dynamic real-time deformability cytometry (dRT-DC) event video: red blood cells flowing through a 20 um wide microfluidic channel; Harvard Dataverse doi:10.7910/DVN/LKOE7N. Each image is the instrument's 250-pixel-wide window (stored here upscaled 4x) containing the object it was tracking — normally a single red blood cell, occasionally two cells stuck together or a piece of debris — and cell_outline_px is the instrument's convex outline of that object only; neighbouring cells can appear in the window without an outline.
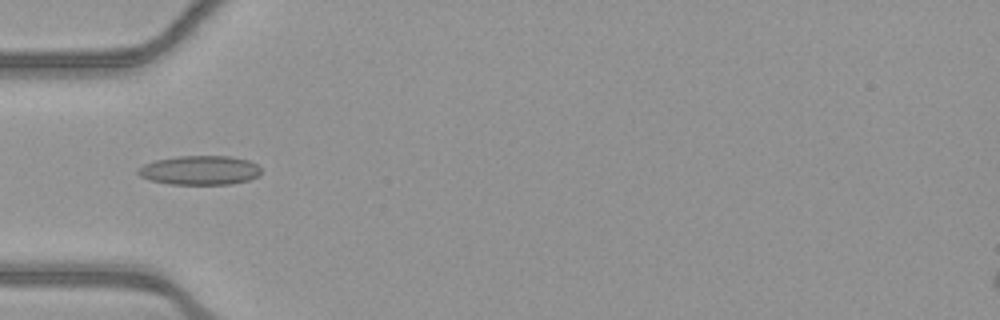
{"species": "common noctule bat (a hibernating species)", "species_latin": "Nyctalus noctula", "temperature_condition": "warm", "stored_images_in_passage": 23, "camera_frame_rate_fps": 3000, "um_per_image_px": 0.085, "animal": {"sex": "female", "body_mass_g": 21.9}, "frame": {"image": 1, "passage_image": 1, "time_ms": 0.0, "image_size_px": [1000, 320], "cell_outline_px": [[260, 172], [256, 176], [248, 180], [232, 184], [168, 184], [148, 180], [140, 176], [136, 172], [144, 164], [156, 160], [180, 156], [228, 156], [248, 160], [256, 164], [260, 168]], "centroid_in_image_um": [16.96, 14.48], "position_along_channel_um": 68.0, "area_um2": 20.81}}
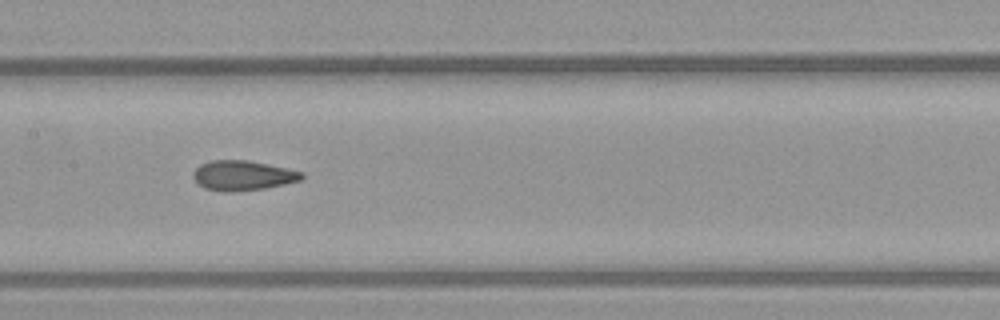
{"frame": {"image": 2, "passage_image": 10, "time_ms": 3.0, "image_size_px": [1000, 320], "cell_outline_px": [[304, 176], [300, 180], [284, 184], [264, 188], [232, 192], [220, 192], [204, 188], [192, 176], [192, 172], [200, 164], [212, 160], [248, 160], [304, 172]], "centroid_in_image_um": [20.61, 14.92], "position_along_channel_um": 186.8, "area_um2": 18.84}}
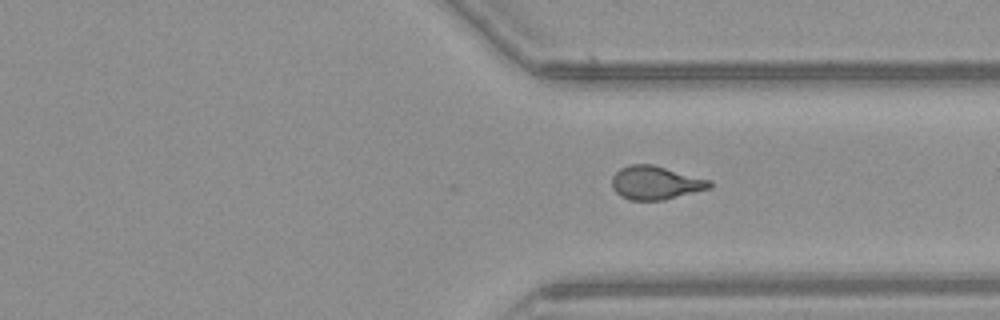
{"frame": {"image": 3, "passage_image": 23, "time_ms": 7.333, "image_size_px": [1000, 320], "cell_outline_px": [[712, 188], [664, 200], [632, 200], [620, 196], [612, 188], [612, 176], [620, 168], [628, 164], [652, 164], [712, 180]], "centroid_in_image_um": [55.74, 15.53], "position_along_channel_um": 355.7, "area_um2": 19.25}}